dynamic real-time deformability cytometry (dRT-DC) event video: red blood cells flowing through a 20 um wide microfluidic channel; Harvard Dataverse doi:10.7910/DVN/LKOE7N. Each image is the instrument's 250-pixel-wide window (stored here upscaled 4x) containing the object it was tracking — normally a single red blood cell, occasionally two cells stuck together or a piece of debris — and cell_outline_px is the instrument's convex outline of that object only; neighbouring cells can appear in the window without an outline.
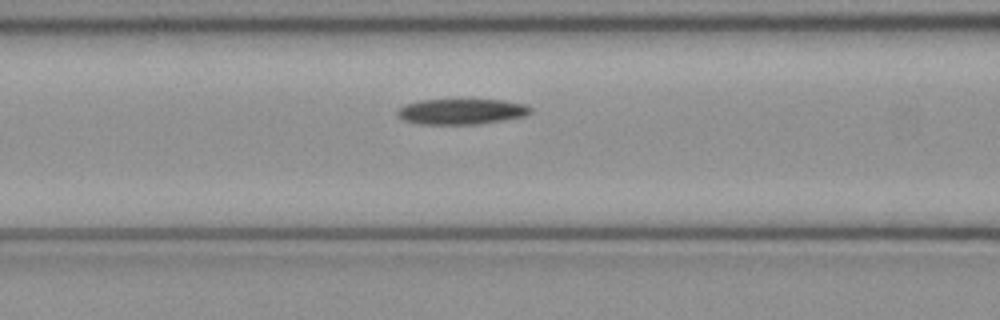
{"species": "common noctule bat (a hibernating species)", "species_latin": "Nyctalus noctula", "temperature_condition": "cold", "stored_images_in_passage": 45, "camera_frame_rate_fps": 3000, "um_per_image_px": 0.085, "animal": {"sex": "female", "body_mass_g": 21.9}, "frame": {"image": 1, "passage_image": 15, "time_ms": 4.667, "image_size_px": [1000, 320], "cell_outline_px": [[532, 112], [524, 116], [476, 124], [420, 124], [404, 120], [396, 112], [404, 104], [420, 100], [504, 100], [528, 104], [532, 108]], "centroid_in_image_um": [39.25, 9.47], "position_along_channel_um": 127.3, "area_um2": 19.71}}
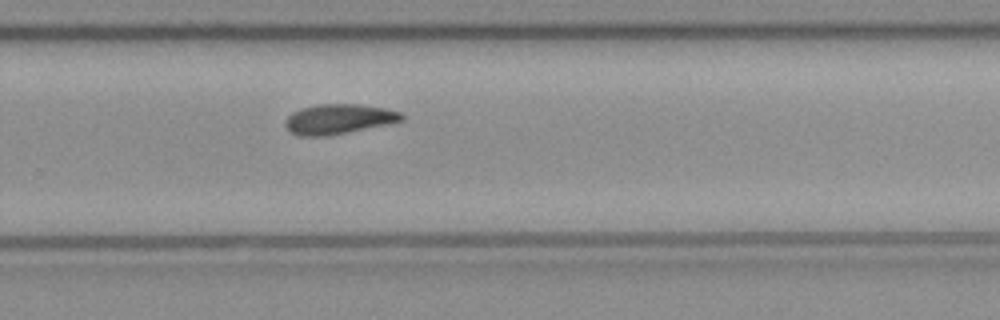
{"frame": {"image": 2, "passage_image": 28, "time_ms": 9.0, "image_size_px": [1000, 320], "cell_outline_px": [[404, 120], [328, 136], [300, 136], [292, 132], [284, 124], [288, 116], [292, 112], [300, 108], [316, 104], [360, 104], [384, 108], [400, 112], [404, 116]], "centroid_in_image_um": [28.76, 10.11], "position_along_channel_um": 301.0, "area_um2": 20.11}}
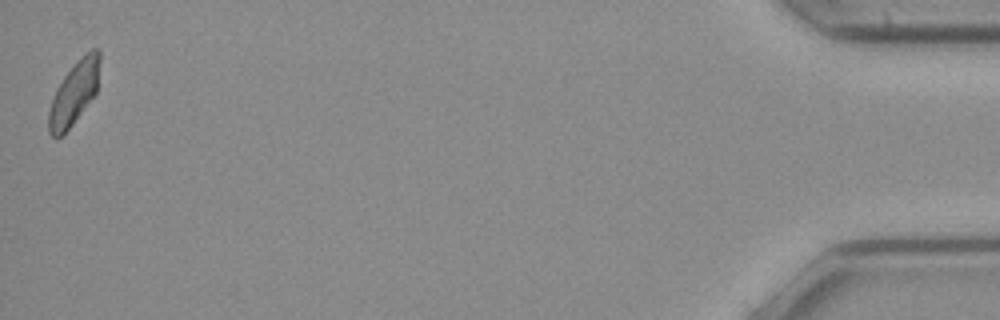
{"frame": {"image": 3, "passage_image": 45, "time_ms": 14.667, "image_size_px": [1000, 320], "cell_outline_px": [[100, 60], [96, 92], [72, 124], [56, 140], [48, 132], [48, 112], [56, 88], [64, 76], [92, 48], [100, 48]], "centroid_in_image_um": [6.28, 7.93], "position_along_channel_um": 428.9, "area_um2": 18.21}}